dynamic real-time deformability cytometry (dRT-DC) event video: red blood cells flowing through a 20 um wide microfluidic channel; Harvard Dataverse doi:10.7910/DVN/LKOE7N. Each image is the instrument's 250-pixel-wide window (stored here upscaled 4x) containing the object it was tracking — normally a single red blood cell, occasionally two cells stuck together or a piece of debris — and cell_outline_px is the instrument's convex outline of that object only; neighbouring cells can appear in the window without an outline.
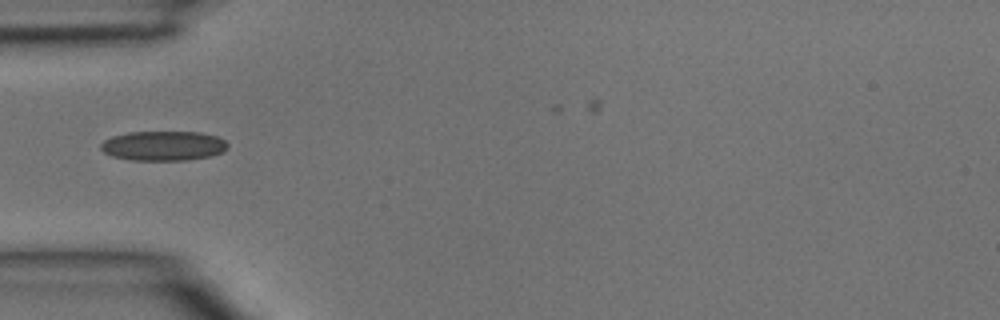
{"species": "common noctule bat (a hibernating species)", "species_latin": "Nyctalus noctula", "temperature_condition": "room temperature", "stored_images_in_passage": 1, "camera_frame_rate_fps": 3000, "um_per_image_px": 0.085, "animal": {"sex": "male", "body_mass_g": 15.6}, "frame": {"image": 1, "passage_image": 1, "time_ms": 0.0, "image_size_px": [1000, 320], "cell_outline_px": [[228, 148], [224, 152], [212, 156], [188, 160], [132, 160], [112, 156], [104, 152], [100, 148], [100, 144], [104, 140], [112, 136], [128, 132], [200, 132], [216, 136], [224, 140], [228, 144]], "centroid_in_image_um": [13.9, 12.39], "position_along_channel_um": 71.1, "area_um2": 22.08}}